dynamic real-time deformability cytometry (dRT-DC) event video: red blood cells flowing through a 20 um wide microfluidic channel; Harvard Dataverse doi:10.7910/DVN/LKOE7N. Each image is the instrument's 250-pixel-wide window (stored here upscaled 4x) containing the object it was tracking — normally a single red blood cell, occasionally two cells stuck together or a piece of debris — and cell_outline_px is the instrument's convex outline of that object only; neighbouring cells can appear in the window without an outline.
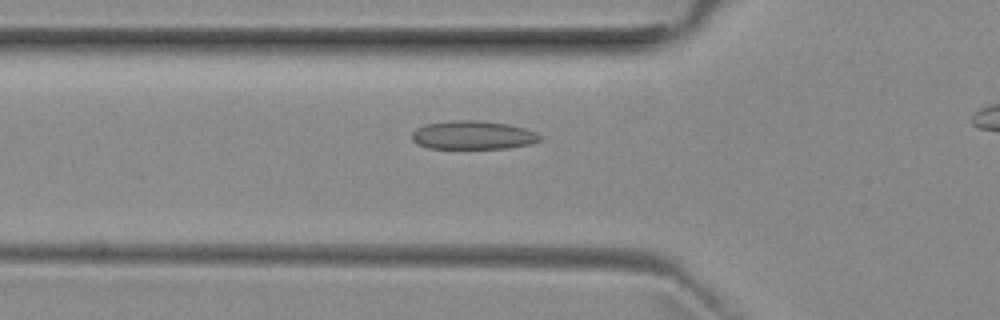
{"species": "common noctule bat (a hibernating species)", "species_latin": "Nyctalus noctula", "temperature_condition": "room temperature", "stored_images_in_passage": 17, "camera_frame_rate_fps": 3000, "um_per_image_px": 0.085, "animal": {"sex": "female", "body_mass_g": 29.2, "forearm_length_mm": 56.3}, "frame": {"image": 1, "passage_image": 9, "time_ms": 2.667, "image_size_px": [1000, 320], "cell_outline_px": [[540, 140], [532, 144], [508, 148], [428, 148], [416, 144], [412, 140], [412, 132], [416, 128], [424, 124], [452, 120], [480, 120], [508, 124], [524, 128], [536, 132], [540, 136]], "centroid_in_image_um": [40.17, 11.48], "position_along_channel_um": 85.6, "area_um2": 21.44}}
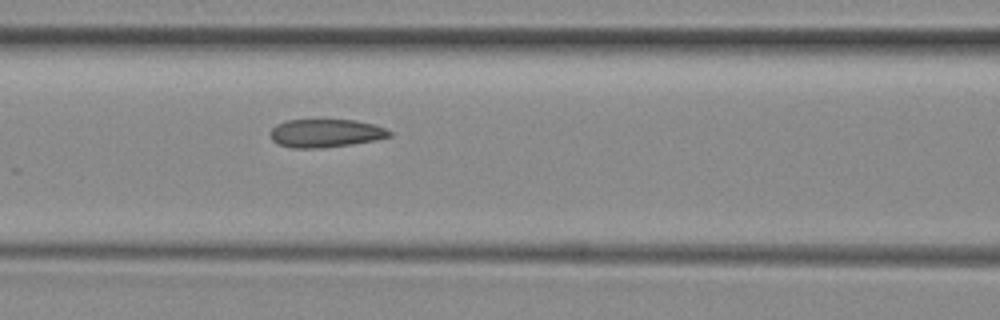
{"frame": {"image": 2, "passage_image": 13, "time_ms": 4.0, "image_size_px": [1000, 320], "cell_outline_px": [[392, 136], [376, 140], [352, 144], [320, 148], [292, 148], [280, 144], [272, 140], [272, 128], [276, 124], [288, 120], [356, 120], [372, 124], [384, 128], [392, 132]], "centroid_in_image_um": [27.71, 11.32], "position_along_channel_um": 138.9, "area_um2": 19.42}}
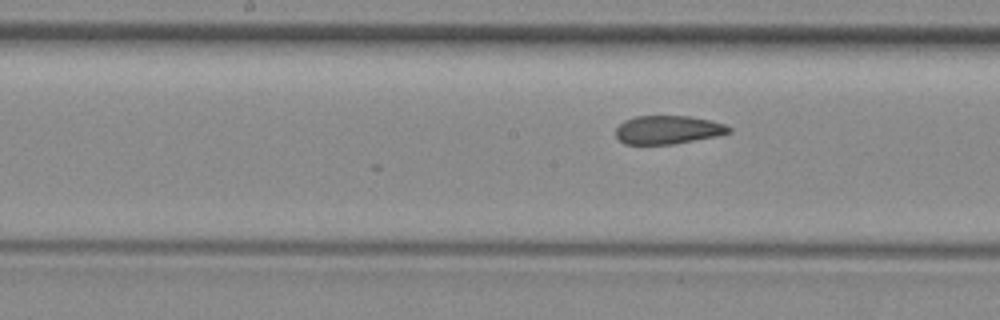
{"frame": {"image": 3, "passage_image": 17, "time_ms": 5.333, "image_size_px": [1000, 320], "cell_outline_px": [[732, 132], [716, 136], [672, 144], [624, 144], [616, 136], [616, 128], [624, 120], [636, 116], [688, 116], [712, 120], [724, 124], [732, 128]], "centroid_in_image_um": [56.78, 11.03], "position_along_channel_um": 191.4, "area_um2": 18.73}}